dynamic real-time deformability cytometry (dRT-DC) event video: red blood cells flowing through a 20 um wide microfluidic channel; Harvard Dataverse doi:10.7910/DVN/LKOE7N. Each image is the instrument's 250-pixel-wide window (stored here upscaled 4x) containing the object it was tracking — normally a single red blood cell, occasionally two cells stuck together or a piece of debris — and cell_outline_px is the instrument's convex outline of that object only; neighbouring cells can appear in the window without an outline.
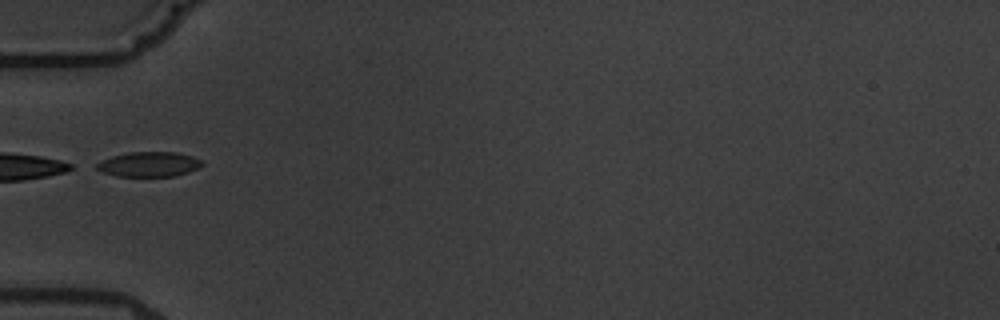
{"species": "common noctule bat (a hibernating species)", "species_latin": "Nyctalus noctula", "temperature_condition": "warm", "stored_images_in_passage": 10, "segment_of_instrument_passage": [2, 2], "camera_frame_rate_fps": 3000, "um_per_image_px": 0.085, "animal": {"sex": "male", "body_mass_g": 19.5, "forearm_length_mm": 54.6}, "frame": {"image": 1, "passage_image": 6, "time_ms": 6.0, "image_size_px": [1000, 320], "cell_outline_px": [[204, 164], [188, 172], [176, 176], [116, 176], [104, 172], [96, 168], [96, 164], [112, 156], [128, 152], [176, 152], [192, 156], [200, 160]], "centroid_in_image_um": [12.68, 13.96], "position_along_channel_um": 72.3, "area_um2": 15.09}}
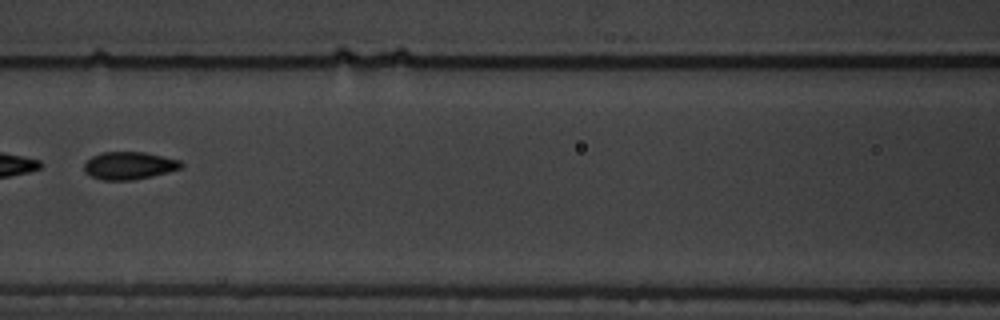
{"frame": {"image": 2, "passage_image": 8, "time_ms": 8.333, "image_size_px": [1000, 320], "cell_outline_px": [[184, 164], [180, 168], [168, 172], [152, 176], [132, 180], [100, 180], [84, 172], [84, 164], [92, 156], [100, 152], [144, 152], [180, 160]], "centroid_in_image_um": [10.96, 14.07], "position_along_channel_um": 155.6, "area_um2": 15.61}}
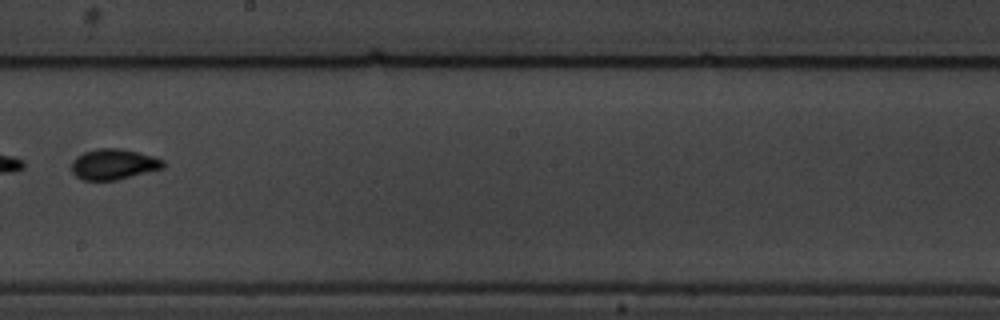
{"frame": {"image": 3, "passage_image": 10, "time_ms": 10.667, "image_size_px": [1000, 320], "cell_outline_px": [[164, 168], [116, 180], [84, 180], [76, 176], [72, 172], [72, 160], [76, 156], [84, 152], [100, 148], [120, 148], [152, 156], [164, 160]], "centroid_in_image_um": [9.64, 13.96], "position_along_channel_um": 238.6, "area_um2": 16.24}}